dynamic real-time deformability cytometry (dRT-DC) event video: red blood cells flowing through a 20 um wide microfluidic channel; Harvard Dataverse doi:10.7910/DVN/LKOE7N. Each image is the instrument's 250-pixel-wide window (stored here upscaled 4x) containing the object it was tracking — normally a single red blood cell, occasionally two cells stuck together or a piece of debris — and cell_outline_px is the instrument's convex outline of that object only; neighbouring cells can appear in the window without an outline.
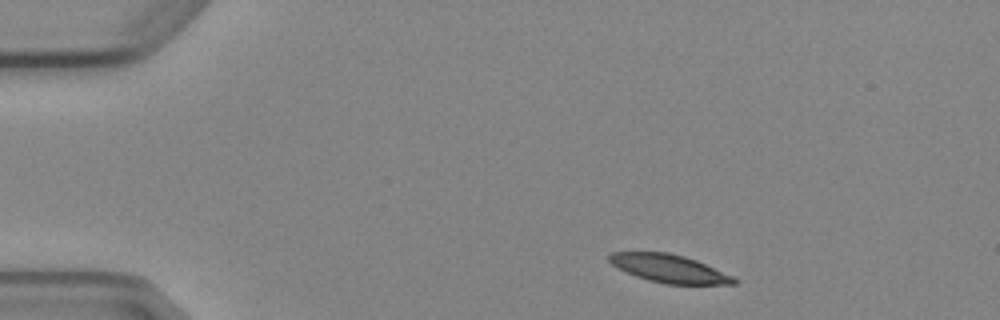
{"species": "Egyptian fruit bat (a non-hibernating species)", "species_latin": "Rousettus aegyptiacus", "temperature_condition": "cold", "stored_images_in_passage": 3, "camera_frame_rate_fps": 3000, "um_per_image_px": 0.085, "animal": {"sex": "female"}, "frame": {"image": 1, "passage_image": 1, "time_ms": 0.0, "image_size_px": [1000, 320], "cell_outline_px": [[740, 280], [736, 284], [664, 284], [648, 280], [636, 276], [616, 268], [608, 260], [608, 256], [612, 252], [668, 252], [684, 256], [696, 260], [732, 276]], "centroid_in_image_um": [56.86, 22.83], "position_along_channel_um": 28.1, "area_um2": 20.35}}